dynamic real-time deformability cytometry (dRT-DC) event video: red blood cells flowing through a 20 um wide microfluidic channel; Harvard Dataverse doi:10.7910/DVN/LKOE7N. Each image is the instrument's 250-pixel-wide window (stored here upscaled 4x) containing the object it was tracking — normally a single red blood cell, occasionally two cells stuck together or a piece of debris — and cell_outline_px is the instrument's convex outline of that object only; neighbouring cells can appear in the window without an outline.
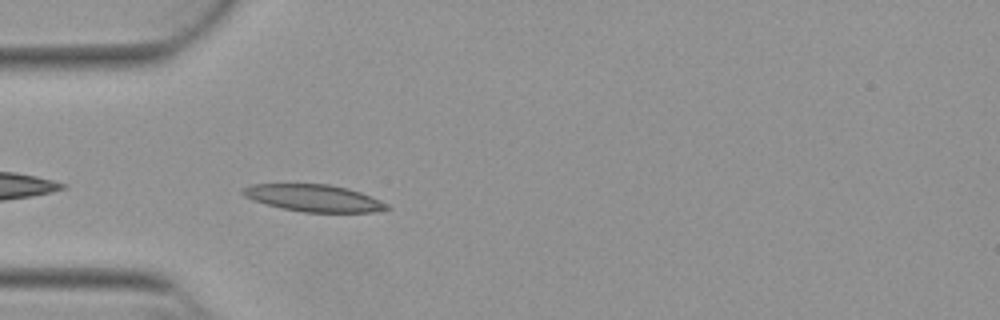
{"species": "Egyptian fruit bat (a non-hibernating species)", "species_latin": "Rousettus aegyptiacus", "temperature_condition": "warm", "stored_images_in_passage": 31, "camera_frame_rate_fps": 3000, "um_per_image_px": 0.085, "animal": {"sex": "female"}, "frame": {"image": 1, "passage_image": 2, "time_ms": 0.333, "image_size_px": [1000, 320], "cell_outline_px": [[392, 208], [372, 212], [304, 212], [284, 208], [252, 200], [244, 196], [240, 192], [248, 184], [328, 184], [348, 188], [360, 192], [380, 200], [388, 204]], "centroid_in_image_um": [26.67, 16.83], "position_along_channel_um": 58.3, "area_um2": 22.54}}
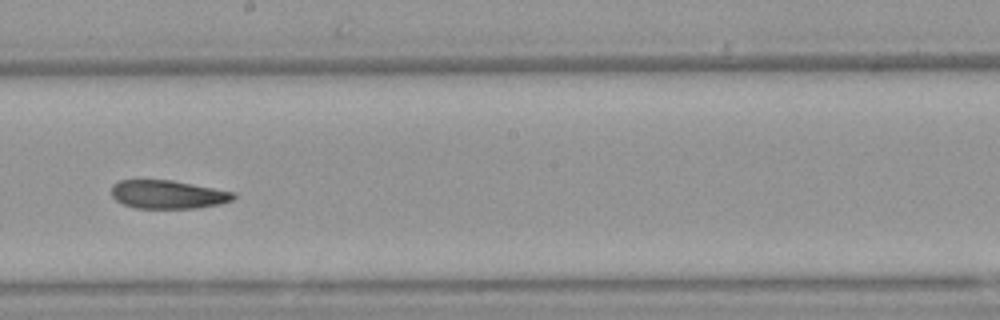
{"frame": {"image": 2, "passage_image": 16, "time_ms": 5.0, "image_size_px": [1000, 320], "cell_outline_px": [[236, 196], [232, 200], [220, 204], [196, 208], [136, 208], [124, 204], [116, 200], [112, 196], [112, 184], [120, 180], [172, 180], [236, 192]], "centroid_in_image_um": [14.29, 16.52], "position_along_channel_um": 233.9, "area_um2": 20.23}}
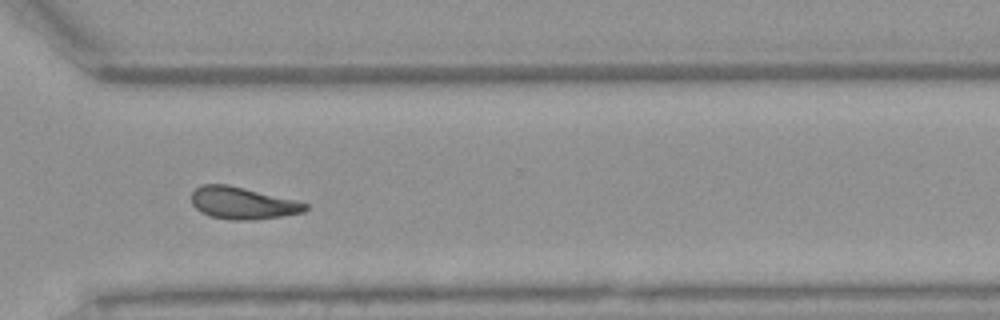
{"frame": {"image": 3, "passage_image": 25, "time_ms": 8.0, "image_size_px": [1000, 320], "cell_outline_px": [[308, 208], [304, 212], [284, 216], [252, 220], [232, 220], [212, 216], [200, 212], [192, 204], [192, 192], [200, 184], [228, 184], [296, 200], [308, 204]], "centroid_in_image_um": [20.63, 17.26], "position_along_channel_um": 350.0, "area_um2": 21.33}, "authors_computed_cell_mechanics": {"area_um2": 21.2704, "velocity_mm_per_s": 3.857, "shape_relaxation_time_tau1_ms": null, "shape_relaxation_time_tau2_ms": 6.2477, "deformation_change_tau1": null, "deformation_change_tau2": 0.1532}}